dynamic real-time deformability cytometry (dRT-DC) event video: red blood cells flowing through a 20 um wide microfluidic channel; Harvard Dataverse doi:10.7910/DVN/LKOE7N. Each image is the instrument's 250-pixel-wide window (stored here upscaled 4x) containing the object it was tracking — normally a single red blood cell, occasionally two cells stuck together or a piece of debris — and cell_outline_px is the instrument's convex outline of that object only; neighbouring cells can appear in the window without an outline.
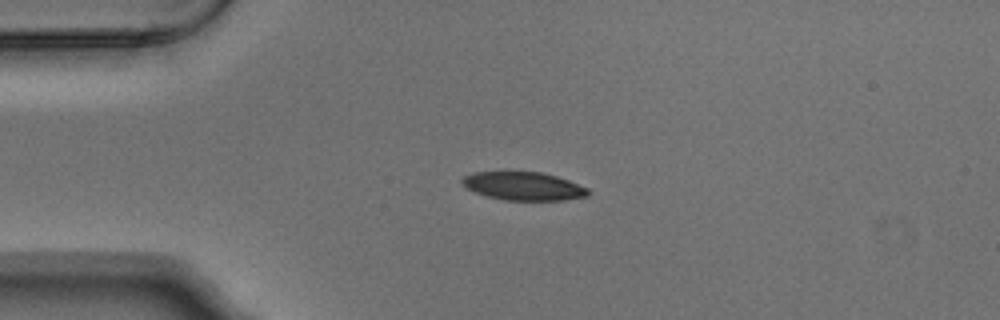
{"species": "Egyptian fruit bat (a non-hibernating species)", "species_latin": "Rousettus aegyptiacus", "temperature_condition": "warm", "stored_images_in_passage": 5, "camera_frame_rate_fps": 3000, "um_per_image_px": 0.085, "animal": {"sex": "male"}, "frame": {"image": 1, "passage_image": 2, "time_ms": 0.333, "image_size_px": [1000, 320], "cell_outline_px": [[588, 196], [564, 200], [504, 200], [488, 196], [476, 192], [460, 184], [460, 180], [464, 176], [472, 172], [540, 172], [556, 176], [568, 180], [588, 188]], "centroid_in_image_um": [44.48, 15.82], "position_along_channel_um": 40.5, "area_um2": 20.63}}
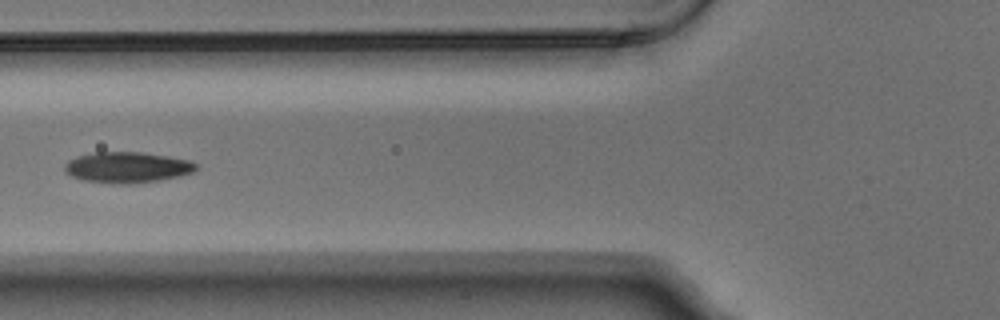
{"frame": {"image": 2, "passage_image": 4, "time_ms": 1.0, "image_size_px": [1000, 320], "cell_outline_px": [[196, 168], [192, 172], [180, 176], [160, 180], [132, 184], [112, 184], [84, 180], [72, 176], [64, 172], [64, 164], [68, 160], [76, 156], [96, 152], [144, 152], [192, 160], [196, 164]], "centroid_in_image_um": [10.8, 14.22], "position_along_channel_um": 115.0, "area_um2": 23.87}}
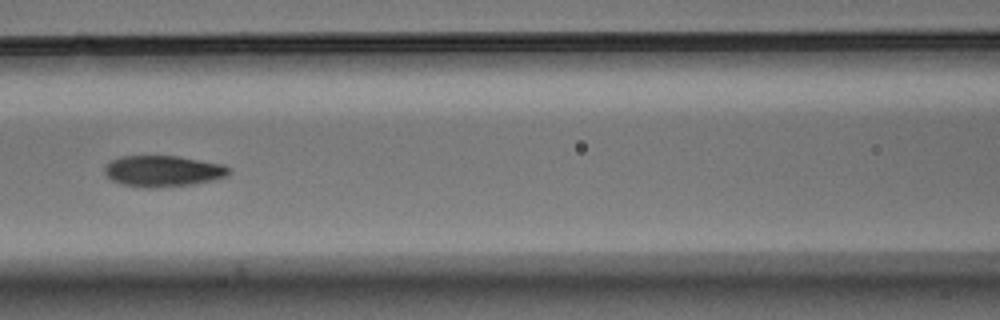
{"frame": {"image": 3, "passage_image": 5, "time_ms": 1.333, "image_size_px": [1000, 320], "cell_outline_px": [[232, 168], [228, 176], [216, 180], [196, 184], [156, 188], [144, 188], [120, 184], [112, 180], [104, 172], [104, 168], [112, 160], [120, 156], [180, 156], [224, 164]], "centroid_in_image_um": [13.92, 14.55], "position_along_channel_um": 152.7, "area_um2": 23.0}}